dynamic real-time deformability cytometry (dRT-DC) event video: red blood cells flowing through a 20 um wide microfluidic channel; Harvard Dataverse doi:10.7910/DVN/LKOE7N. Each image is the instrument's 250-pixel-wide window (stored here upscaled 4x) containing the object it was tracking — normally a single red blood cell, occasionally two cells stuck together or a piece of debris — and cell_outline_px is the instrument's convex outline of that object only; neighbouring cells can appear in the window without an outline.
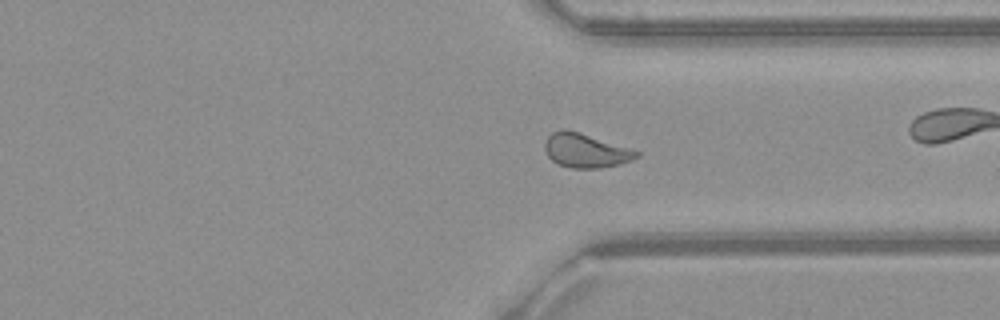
{"species": "common noctule bat (a hibernating species)", "species_latin": "Nyctalus noctula", "temperature_condition": "warm", "stored_images_in_passage": 55, "camera_frame_rate_fps": 3000, "um_per_image_px": 0.085, "animal": {"sex": "female", "body_mass_g": 21.9}, "frame": {"image": 1, "passage_image": 40, "time_ms": 13.0, "image_size_px": [1000, 320], "cell_outline_px": [[640, 156], [632, 160], [620, 164], [600, 168], [572, 168], [560, 164], [552, 160], [548, 156], [544, 148], [544, 144], [548, 136], [552, 132], [560, 128], [564, 128], [580, 132], [640, 152]], "centroid_in_image_um": [49.76, 12.79], "position_along_channel_um": 361.6, "area_um2": 18.15}}